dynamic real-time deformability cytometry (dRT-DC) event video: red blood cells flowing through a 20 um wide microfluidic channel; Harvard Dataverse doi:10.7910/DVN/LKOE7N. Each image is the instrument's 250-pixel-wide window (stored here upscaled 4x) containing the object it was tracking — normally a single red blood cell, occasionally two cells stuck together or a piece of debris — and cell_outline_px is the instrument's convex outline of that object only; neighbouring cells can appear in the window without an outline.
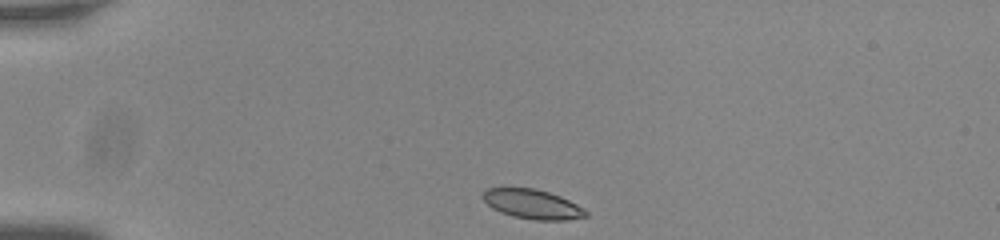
{"species": "common noctule bat (a hibernating species)", "species_latin": "Nyctalus noctula", "temperature_condition": "room temperature", "stored_images_in_passage": 43, "camera_frame_rate_fps": 3000, "um_per_image_px": 0.085, "animal": {"sex": "male", "body_mass_g": 20.0, "forearm_length_mm": 53.3}, "frame": {"image": 1, "passage_image": 1, "time_ms": 0.0, "image_size_px": [1000, 240], "cell_outline_px": [[588, 216], [564, 220], [536, 220], [512, 216], [500, 212], [492, 208], [480, 196], [484, 188], [536, 188], [560, 196], [584, 208], [588, 212]], "centroid_in_image_um": [45.23, 17.35], "position_along_channel_um": 39.8, "area_um2": 17.74}}
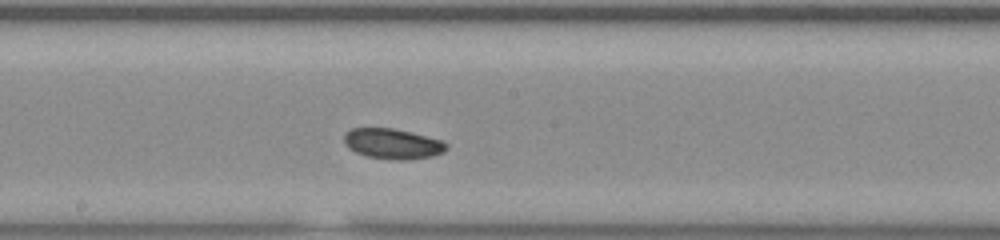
{"frame": {"image": 2, "passage_image": 19, "time_ms": 6.0, "image_size_px": [1000, 240], "cell_outline_px": [[448, 148], [444, 152], [432, 156], [400, 160], [396, 160], [364, 156], [348, 148], [344, 144], [344, 136], [352, 128], [392, 128], [444, 140], [448, 144]], "centroid_in_image_um": [33.39, 12.22], "position_along_channel_um": 214.8, "area_um2": 18.09}}
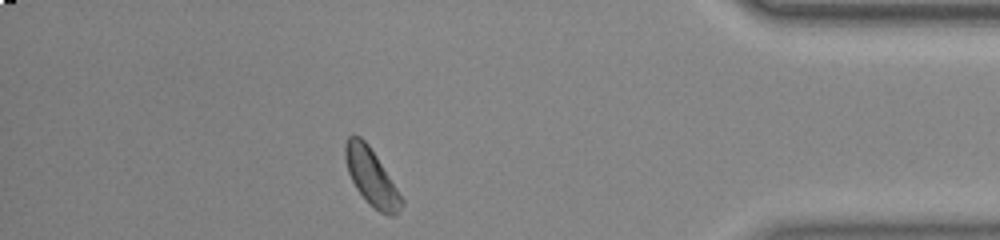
{"frame": {"image": 3, "passage_image": 37, "time_ms": 12.0, "image_size_px": [1000, 240], "cell_outline_px": [[404, 204], [392, 216], [388, 216], [380, 212], [356, 188], [348, 172], [344, 156], [344, 144], [348, 136], [360, 136], [368, 144], [376, 156], [404, 200]], "centroid_in_image_um": [31.55, 15.01], "position_along_channel_um": 403.7, "area_um2": 18.03}}